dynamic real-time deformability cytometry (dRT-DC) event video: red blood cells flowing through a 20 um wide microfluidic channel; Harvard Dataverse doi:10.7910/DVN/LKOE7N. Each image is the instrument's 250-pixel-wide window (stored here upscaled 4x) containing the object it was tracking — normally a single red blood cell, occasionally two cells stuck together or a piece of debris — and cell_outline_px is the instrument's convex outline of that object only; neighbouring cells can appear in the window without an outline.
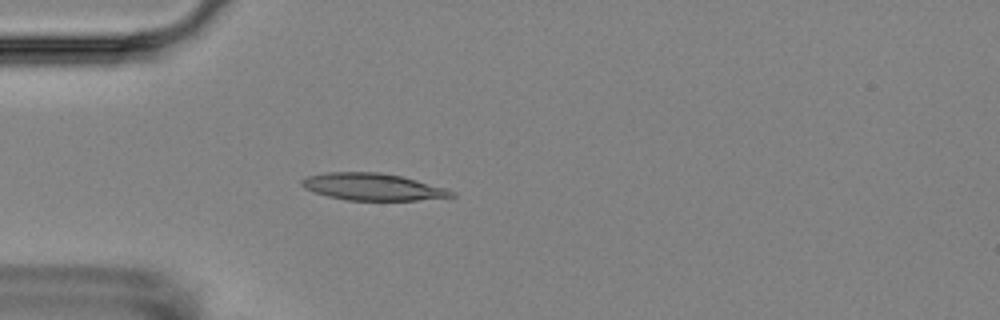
{"species": "Egyptian fruit bat (a non-hibernating species)", "species_latin": "Rousettus aegyptiacus", "temperature_condition": "room temperature", "stored_images_in_passage": 5, "camera_frame_rate_fps": 3000, "um_per_image_px": 0.085, "animal": {"sex": "female"}, "frame": {"image": 1, "passage_image": 5, "time_ms": 4.667, "image_size_px": [1000, 320], "cell_outline_px": [[456, 196], [416, 200], [344, 200], [328, 196], [304, 188], [300, 184], [300, 180], [308, 176], [324, 172], [380, 172], [400, 176], [448, 188], [456, 192]], "centroid_in_image_um": [31.68, 15.88], "position_along_channel_um": 53.3, "area_um2": 23.58}}